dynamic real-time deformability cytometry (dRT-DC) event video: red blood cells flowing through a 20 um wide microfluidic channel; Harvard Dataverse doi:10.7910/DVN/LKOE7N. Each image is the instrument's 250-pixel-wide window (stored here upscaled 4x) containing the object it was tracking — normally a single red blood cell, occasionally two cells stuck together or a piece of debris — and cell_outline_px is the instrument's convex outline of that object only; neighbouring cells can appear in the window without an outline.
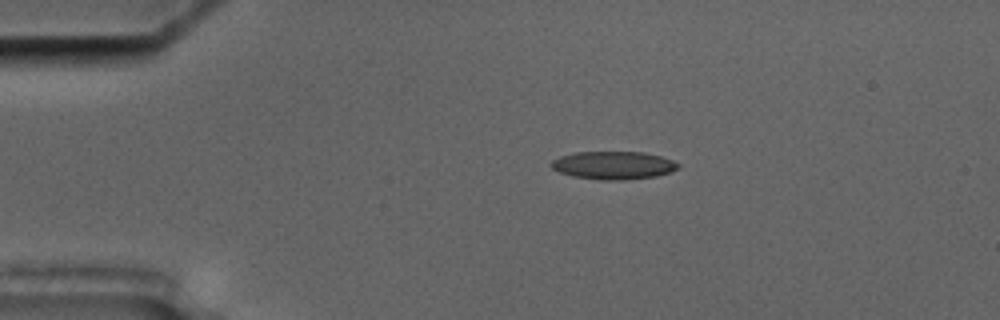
{"species": "common noctule bat (a hibernating species)", "species_latin": "Nyctalus noctula", "temperature_condition": "cold", "stored_images_in_passage": 5, "camera_frame_rate_fps": 3000, "um_per_image_px": 0.085, "animal": {"sex": "male", "body_mass_g": 17.5, "forearm_length_mm": 52.3}, "frame": {"image": 1, "passage_image": 2, "time_ms": 2.0, "image_size_px": [1000, 320], "cell_outline_px": [[680, 168], [672, 172], [656, 176], [628, 180], [600, 180], [572, 176], [560, 172], [552, 168], [548, 164], [552, 160], [560, 156], [576, 152], [644, 152], [660, 156], [672, 160], [680, 164]], "centroid_in_image_um": [52.15, 14.05], "position_along_channel_um": 32.8, "area_um2": 20.92}}
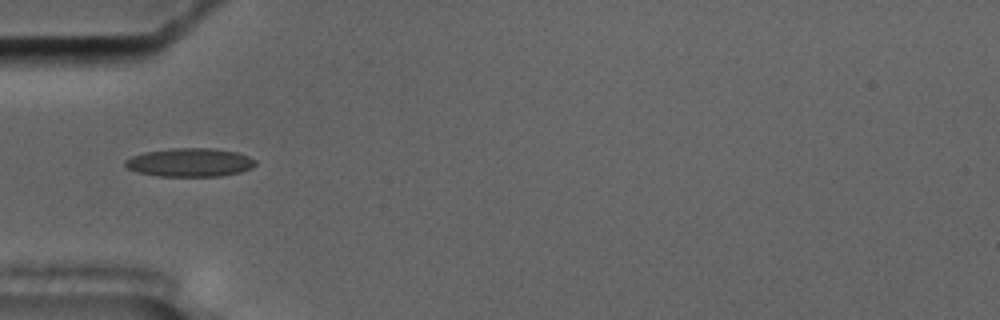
{"frame": {"image": 2, "passage_image": 4, "time_ms": 4.333, "image_size_px": [1000, 320], "cell_outline_px": [[256, 164], [252, 168], [240, 172], [220, 176], [160, 176], [136, 172], [128, 168], [124, 164], [124, 160], [132, 156], [144, 152], [172, 148], [212, 148], [236, 152], [248, 156], [256, 160]], "centroid_in_image_um": [16.13, 13.8], "position_along_channel_um": 68.9, "area_um2": 21.68}}